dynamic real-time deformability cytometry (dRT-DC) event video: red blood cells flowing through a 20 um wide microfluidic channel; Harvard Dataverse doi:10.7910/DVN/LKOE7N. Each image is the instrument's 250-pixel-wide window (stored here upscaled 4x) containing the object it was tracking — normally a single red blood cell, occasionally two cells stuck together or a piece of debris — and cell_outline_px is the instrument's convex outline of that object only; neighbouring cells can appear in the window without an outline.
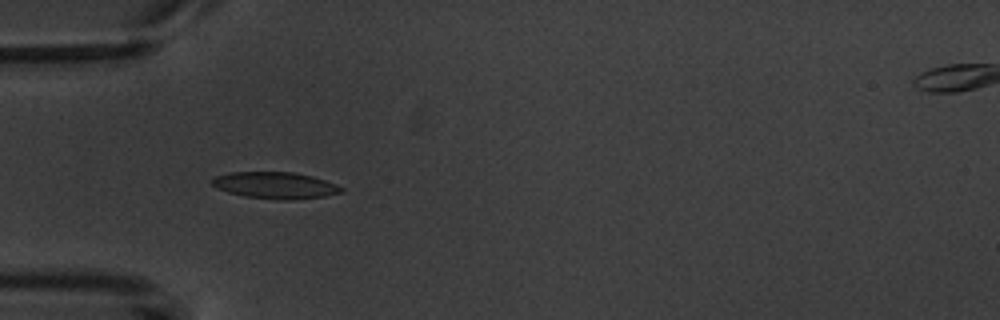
{"species": "common noctule bat (a hibernating species)", "species_latin": "Nyctalus noctula", "temperature_condition": "warm", "stored_images_in_passage": 7, "camera_frame_rate_fps": 3000, "um_per_image_px": 0.085, "animal": {"sex": "male", "body_mass_g": 20.1, "forearm_length_mm": 53.5}, "frame": {"image": 1, "passage_image": 5, "time_ms": 5.333, "image_size_px": [1000, 320], "cell_outline_px": [[344, 192], [324, 196], [296, 200], [276, 200], [244, 196], [228, 192], [216, 188], [212, 184], [212, 180], [216, 176], [232, 172], [292, 172], [312, 176], [336, 184], [344, 188]], "centroid_in_image_um": [23.42, 15.76], "position_along_channel_um": 61.6, "area_um2": 20.11}}
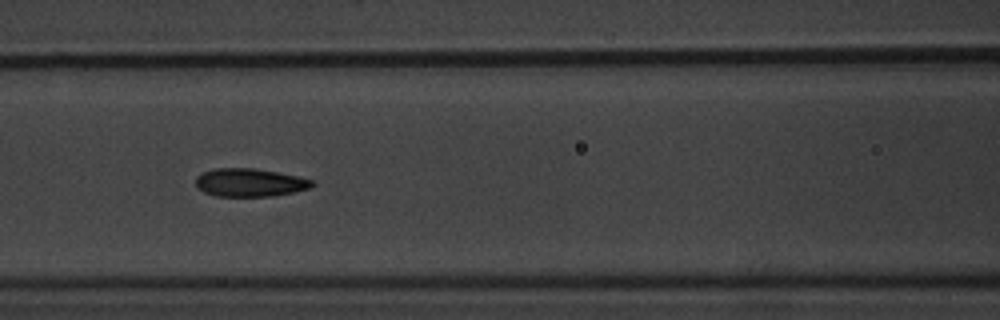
{"frame": {"image": 2, "passage_image": 7, "time_ms": 7.667, "image_size_px": [1000, 320], "cell_outline_px": [[316, 184], [308, 188], [292, 192], [272, 196], [216, 196], [204, 192], [196, 188], [196, 176], [212, 168], [252, 168], [300, 176], [312, 180]], "centroid_in_image_um": [21.2, 15.51], "position_along_channel_um": 145.4, "area_um2": 19.07}}